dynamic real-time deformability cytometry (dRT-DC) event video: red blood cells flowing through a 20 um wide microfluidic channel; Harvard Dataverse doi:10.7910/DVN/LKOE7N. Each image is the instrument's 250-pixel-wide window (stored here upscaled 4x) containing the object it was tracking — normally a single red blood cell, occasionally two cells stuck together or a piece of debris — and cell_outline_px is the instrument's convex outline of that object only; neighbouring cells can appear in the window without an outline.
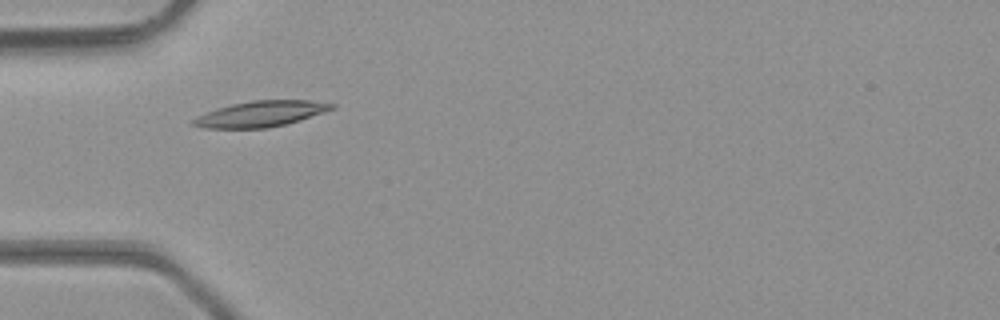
{"species": "common noctule bat (a hibernating species)", "species_latin": "Nyctalus noctula", "temperature_condition": "room temperature", "stored_images_in_passage": 3, "camera_frame_rate_fps": 3000, "um_per_image_px": 0.085, "animal": {"sex": "male", "body_mass_g": 23.1, "forearm_length_mm": 52.7}, "frame": {"image": 1, "passage_image": 2, "time_ms": 0.333, "image_size_px": [1000, 320], "cell_outline_px": [[336, 108], [300, 120], [268, 128], [204, 128], [192, 124], [188, 120], [196, 116], [216, 108], [232, 104], [252, 100], [308, 100], [336, 104]], "centroid_in_image_um": [22.13, 9.68], "position_along_channel_um": 62.9, "area_um2": 20.87}}
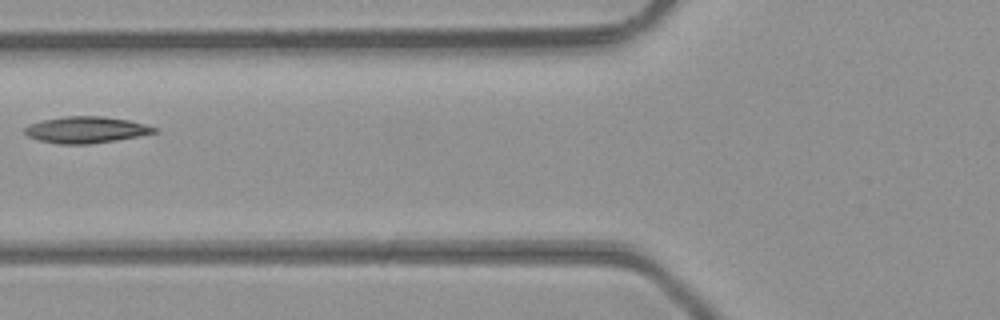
{"frame": {"image": 2, "passage_image": 3, "time_ms": 0.667, "image_size_px": [1000, 320], "cell_outline_px": [[160, 132], [116, 140], [88, 144], [56, 144], [40, 140], [28, 136], [24, 132], [24, 128], [28, 124], [44, 120], [64, 116], [104, 116], [128, 120], [160, 128]], "centroid_in_image_um": [7.34, 11.03], "position_along_channel_um": 118.5, "area_um2": 20.06}}